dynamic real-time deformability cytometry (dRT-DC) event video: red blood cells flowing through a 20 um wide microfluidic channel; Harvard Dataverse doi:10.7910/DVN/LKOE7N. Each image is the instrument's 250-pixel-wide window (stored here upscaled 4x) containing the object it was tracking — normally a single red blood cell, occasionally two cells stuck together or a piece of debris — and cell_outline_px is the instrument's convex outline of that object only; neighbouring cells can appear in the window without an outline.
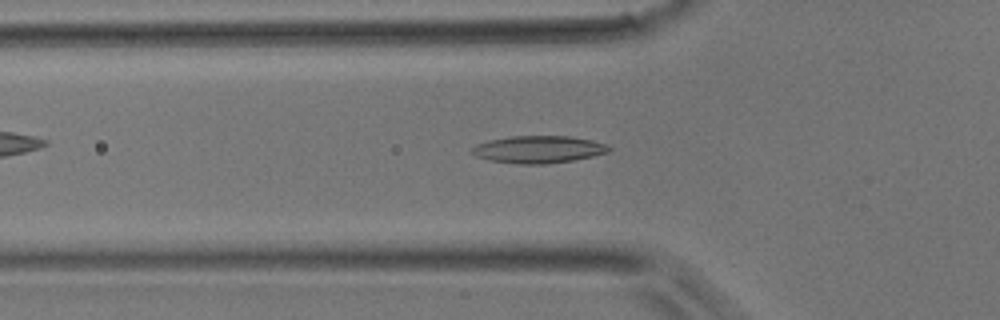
{"species": "common noctule bat (a hibernating species)", "species_latin": "Nyctalus noctula", "temperature_condition": "room temperature", "stored_images_in_passage": 46, "camera_frame_rate_fps": 3000, "um_per_image_px": 0.085, "animal": {"sex": "male", "body_mass_g": 17.9}, "frame": {"image": 1, "passage_image": 15, "time_ms": 4.667, "image_size_px": [1000, 320], "cell_outline_px": [[612, 148], [608, 152], [592, 156], [572, 160], [544, 164], [520, 164], [492, 160], [476, 156], [472, 152], [472, 148], [476, 144], [488, 140], [512, 136], [572, 136], [592, 140], [608, 144]], "centroid_in_image_um": [45.8, 12.69], "position_along_channel_um": 80.0, "area_um2": 21.68}}
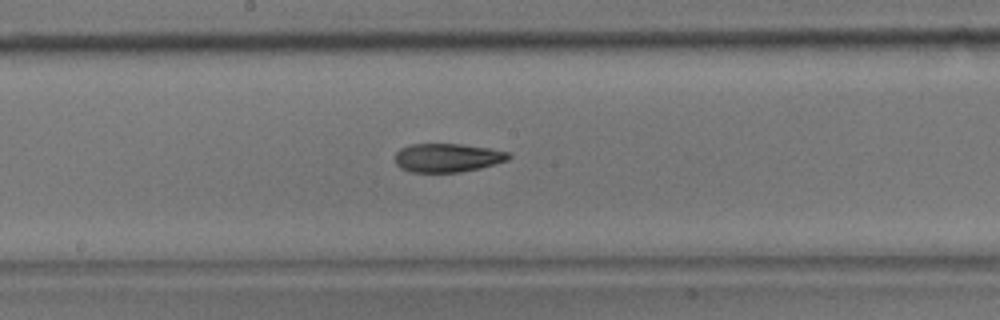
{"frame": {"image": 2, "passage_image": 24, "time_ms": 7.667, "image_size_px": [1000, 320], "cell_outline_px": [[512, 156], [508, 160], [480, 168], [460, 172], [408, 172], [400, 168], [396, 164], [396, 152], [400, 148], [412, 144], [460, 144], [488, 148], [512, 152]], "centroid_in_image_um": [38.05, 13.41], "position_along_channel_um": 210.2, "area_um2": 19.07}}
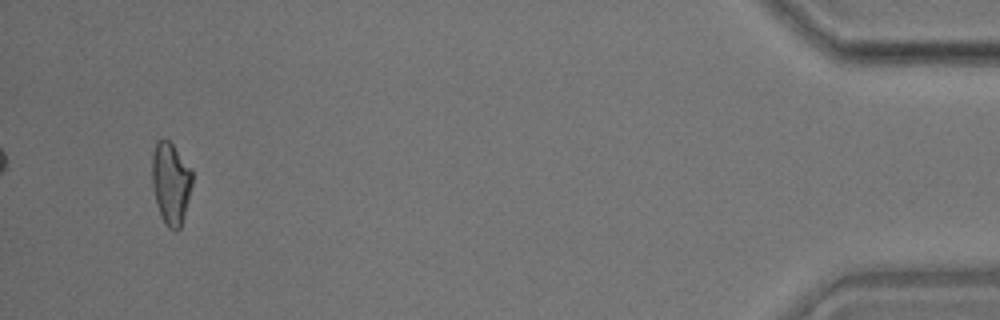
{"frame": {"image": 3, "passage_image": 44, "time_ms": 14.333, "image_size_px": [1000, 320], "cell_outline_px": [[192, 184], [184, 216], [180, 228], [176, 232], [168, 228], [164, 224], [160, 216], [156, 204], [152, 184], [152, 156], [156, 140], [164, 136], [172, 144], [192, 168]], "centroid_in_image_um": [14.5, 15.56], "position_along_channel_um": 420.7, "area_um2": 19.59}}